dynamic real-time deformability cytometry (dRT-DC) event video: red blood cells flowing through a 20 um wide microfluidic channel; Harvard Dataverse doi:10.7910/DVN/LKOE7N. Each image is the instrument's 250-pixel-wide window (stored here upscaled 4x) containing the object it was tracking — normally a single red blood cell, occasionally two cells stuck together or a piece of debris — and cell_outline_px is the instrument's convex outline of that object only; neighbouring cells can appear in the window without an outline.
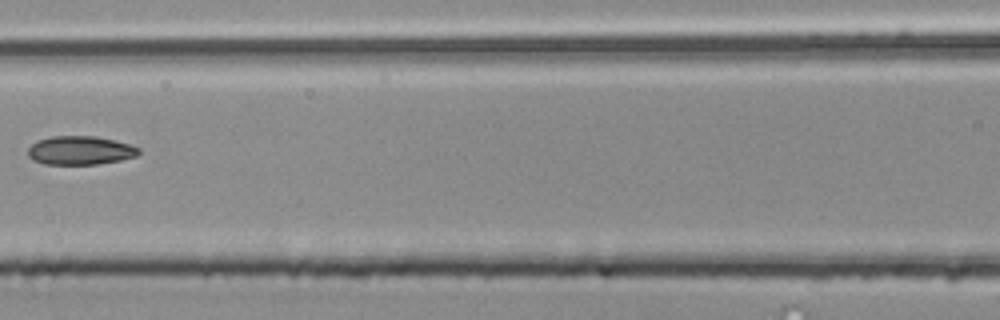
{"species": "common noctule bat (a hibernating species)", "species_latin": "Nyctalus noctula", "temperature_condition": "room temperature", "stored_images_in_passage": 5, "camera_frame_rate_fps": 3000, "um_per_image_px": 0.085, "animal": {"sex": "male", "body_mass_g": 20.4}, "frame": {"image": 1, "passage_image": 5, "time_ms": 1.333, "image_size_px": [1000, 320], "cell_outline_px": [[140, 152], [136, 156], [120, 160], [96, 164], [44, 164], [32, 160], [28, 156], [28, 148], [36, 140], [52, 136], [96, 136], [128, 144], [140, 148]], "centroid_in_image_um": [6.78, 12.78], "position_along_channel_um": 159.8, "area_um2": 18.5}}